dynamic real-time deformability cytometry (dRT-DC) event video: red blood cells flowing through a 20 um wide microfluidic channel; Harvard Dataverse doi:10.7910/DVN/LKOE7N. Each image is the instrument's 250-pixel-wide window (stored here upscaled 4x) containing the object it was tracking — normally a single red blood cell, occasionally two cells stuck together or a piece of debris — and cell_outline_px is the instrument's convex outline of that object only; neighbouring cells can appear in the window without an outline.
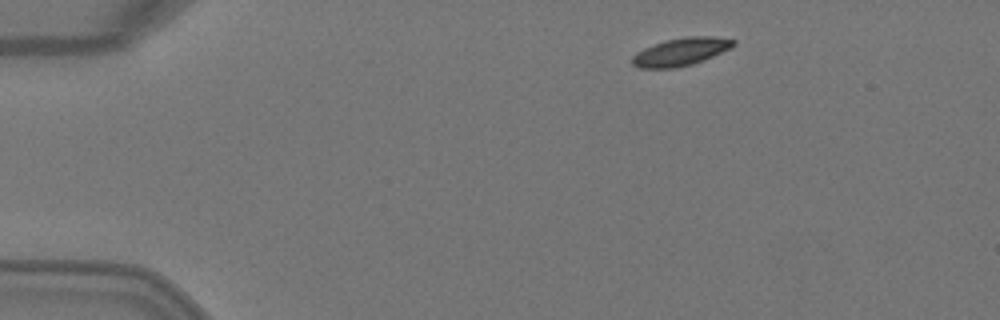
{"species": "Egyptian fruit bat (a non-hibernating species)", "species_latin": "Rousettus aegyptiacus", "temperature_condition": "warm", "stored_images_in_passage": 3, "camera_frame_rate_fps": 3000, "um_per_image_px": 0.085, "animal": {"sex": "female"}, "frame": {"image": 1, "passage_image": 1, "time_ms": 0.0, "image_size_px": [1000, 320], "cell_outline_px": [[736, 44], [732, 48], [692, 64], [676, 68], [640, 68], [632, 64], [632, 56], [636, 52], [652, 44], [664, 40], [688, 36], [712, 36], [736, 40]], "centroid_in_image_um": [57.86, 4.39], "position_along_channel_um": 27.1, "area_um2": 16.47}}